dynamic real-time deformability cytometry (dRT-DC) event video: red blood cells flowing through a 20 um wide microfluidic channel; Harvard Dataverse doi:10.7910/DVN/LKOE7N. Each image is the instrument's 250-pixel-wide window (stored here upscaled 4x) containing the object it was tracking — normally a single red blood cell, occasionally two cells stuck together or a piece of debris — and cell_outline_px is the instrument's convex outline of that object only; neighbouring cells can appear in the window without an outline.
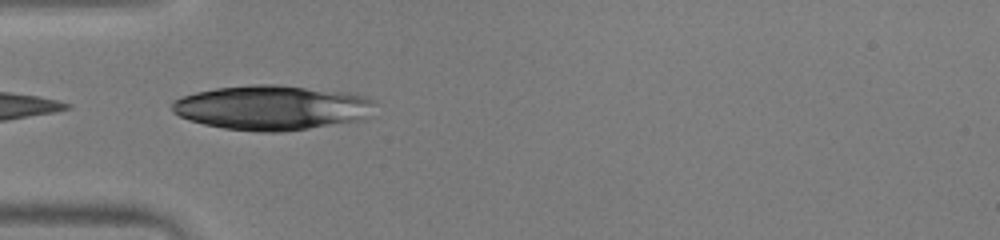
{"species": "human", "species_latin": "Homo sapiens", "temperature_condition": "warm", "stored_images_in_passage": 23, "camera_frame_rate_fps": 3000, "um_per_image_px": 0.085, "donor": {"sex": "male"}, "frame": {"image": 1, "passage_image": 1, "time_ms": 0.0, "image_size_px": [1000, 240], "cell_outline_px": [[376, 104], [368, 116], [364, 120], [280, 132], [260, 132], [224, 128], [204, 124], [180, 116], [172, 112], [172, 100], [196, 92], [216, 88], [252, 84], [280, 84], [356, 92], [368, 96]], "centroid_in_image_um": [23.2, 9.13], "position_along_channel_um": 61.8, "area_um2": 53.47}}